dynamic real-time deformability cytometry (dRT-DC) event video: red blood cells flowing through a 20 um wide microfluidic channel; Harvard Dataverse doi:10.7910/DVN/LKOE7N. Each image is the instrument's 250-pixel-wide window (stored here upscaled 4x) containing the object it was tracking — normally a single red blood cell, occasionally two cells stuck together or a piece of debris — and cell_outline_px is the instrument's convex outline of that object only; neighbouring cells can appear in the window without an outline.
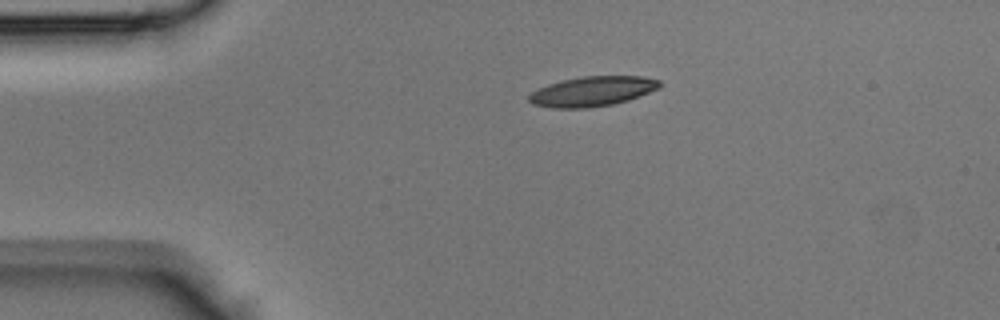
{"species": "Egyptian fruit bat (a non-hibernating species)", "species_latin": "Rousettus aegyptiacus", "temperature_condition": "room temperature", "stored_images_in_passage": 36, "camera_frame_rate_fps": 3000, "um_per_image_px": 0.085, "animal": {"sex": "male"}, "frame": {"image": 1, "passage_image": 1, "time_ms": 0.0, "image_size_px": [1000, 320], "cell_outline_px": [[664, 84], [660, 88], [628, 100], [612, 104], [588, 108], [552, 108], [532, 104], [528, 100], [528, 96], [532, 92], [548, 84], [564, 80], [584, 76], [644, 76], [660, 80]], "centroid_in_image_um": [50.39, 7.76], "position_along_channel_um": 34.6, "area_um2": 22.77}}
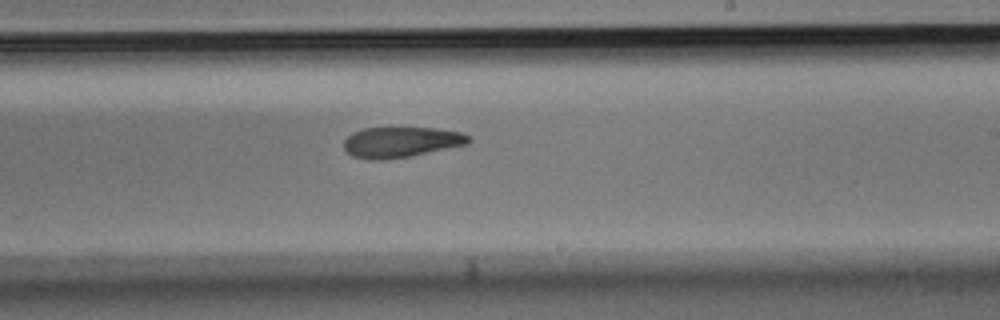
{"frame": {"image": 2, "passage_image": 18, "time_ms": 5.667, "image_size_px": [1000, 320], "cell_outline_px": [[472, 140], [468, 144], [412, 156], [380, 160], [368, 160], [352, 156], [344, 148], [344, 140], [352, 132], [364, 128], [436, 128], [460, 132], [468, 136]], "centroid_in_image_um": [34.08, 12.08], "position_along_channel_um": 254.9, "area_um2": 22.25}}
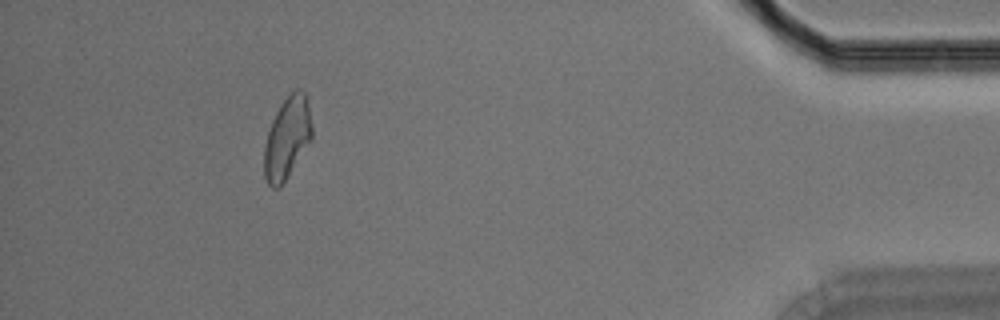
{"frame": {"image": 3, "passage_image": 32, "time_ms": 10.333, "image_size_px": [1000, 320], "cell_outline_px": [[312, 140], [284, 180], [276, 188], [272, 188], [268, 184], [264, 176], [264, 148], [268, 132], [272, 120], [280, 104], [296, 88], [300, 88], [308, 96], [312, 128]], "centroid_in_image_um": [24.43, 11.67], "position_along_channel_um": 410.8, "area_um2": 22.66}}